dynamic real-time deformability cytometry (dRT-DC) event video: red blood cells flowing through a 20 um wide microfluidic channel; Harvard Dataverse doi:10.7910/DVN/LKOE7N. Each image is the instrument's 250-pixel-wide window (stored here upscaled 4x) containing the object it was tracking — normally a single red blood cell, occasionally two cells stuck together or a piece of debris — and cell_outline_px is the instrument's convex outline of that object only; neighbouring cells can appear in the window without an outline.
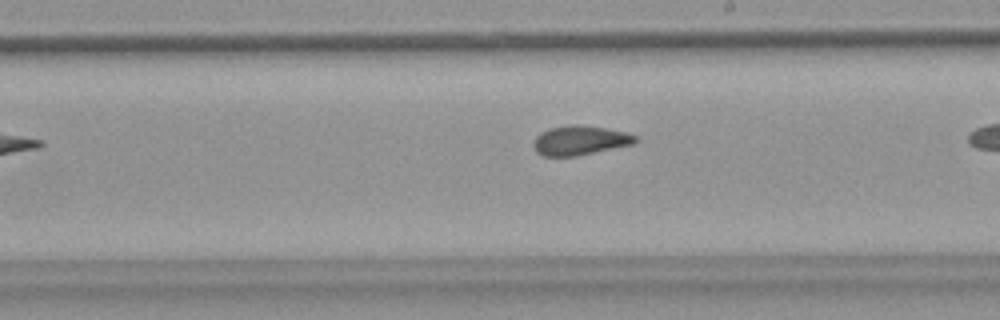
{"species": "common noctule bat (a hibernating species)", "species_latin": "Nyctalus noctula", "temperature_condition": "warm", "stored_images_in_passage": 27, "camera_frame_rate_fps": 3000, "um_per_image_px": 0.085, "animal": {"sex": "female", "body_mass_g": 18.4}, "frame": {"image": 1, "passage_image": 16, "time_ms": 5.0, "image_size_px": [1000, 320], "cell_outline_px": [[640, 140], [632, 144], [576, 156], [544, 156], [536, 152], [532, 144], [536, 136], [540, 132], [548, 128], [568, 124], [576, 124], [604, 128], [624, 132], [640, 136]], "centroid_in_image_um": [49.28, 11.92], "position_along_channel_um": 239.7, "area_um2": 17.57}}